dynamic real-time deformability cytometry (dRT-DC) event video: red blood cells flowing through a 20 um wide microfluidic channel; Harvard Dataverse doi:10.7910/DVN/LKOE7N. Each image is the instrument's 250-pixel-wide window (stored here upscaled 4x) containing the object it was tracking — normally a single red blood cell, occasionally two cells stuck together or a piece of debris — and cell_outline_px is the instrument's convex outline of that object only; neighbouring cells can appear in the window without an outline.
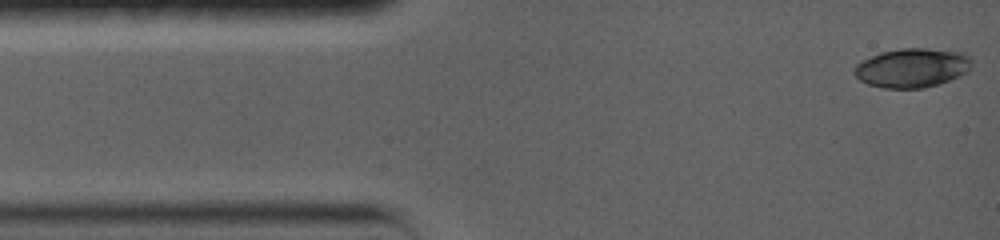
{"species": "common noctule bat (a hibernating species)", "species_latin": "Nyctalus noctula", "temperature_condition": "warm", "stored_images_in_passage": 20, "camera_frame_rate_fps": 5000, "um_per_image_px": 0.085, "animal": {"sex": "female", "body_mass_g": 19.0, "forearm_length_mm": 56.7}, "frame": {"image": 1, "passage_image": 1, "time_ms": 0.0, "image_size_px": [1000, 240], "cell_outline_px": [[972, 64], [960, 76], [924, 88], [884, 88], [868, 84], [860, 80], [856, 76], [856, 64], [860, 60], [880, 52], [900, 48], [924, 48], [964, 52], [972, 60]], "centroid_in_image_um": [77.51, 5.75], "position_along_channel_um": 7.5, "area_um2": 26.65}}
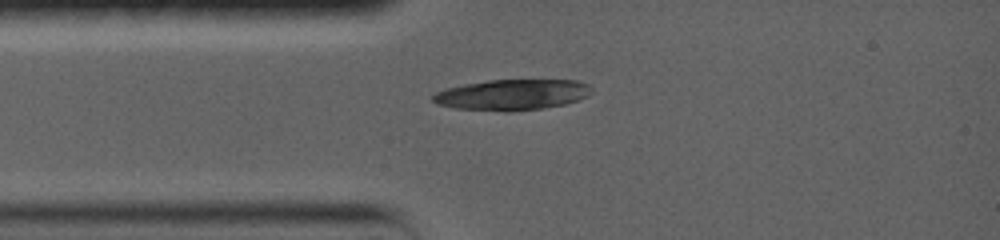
{"frame": {"image": 2, "passage_image": 20, "time_ms": 2.8, "image_size_px": [1000, 240], "cell_outline_px": [[592, 92], [588, 96], [564, 104], [544, 108], [456, 108], [436, 104], [432, 100], [432, 96], [436, 92], [444, 88], [464, 84], [488, 80], [576, 80], [588, 84]], "centroid_in_image_um": [43.54, 7.99], "position_along_channel_um": 41.5, "area_um2": 27.22}}